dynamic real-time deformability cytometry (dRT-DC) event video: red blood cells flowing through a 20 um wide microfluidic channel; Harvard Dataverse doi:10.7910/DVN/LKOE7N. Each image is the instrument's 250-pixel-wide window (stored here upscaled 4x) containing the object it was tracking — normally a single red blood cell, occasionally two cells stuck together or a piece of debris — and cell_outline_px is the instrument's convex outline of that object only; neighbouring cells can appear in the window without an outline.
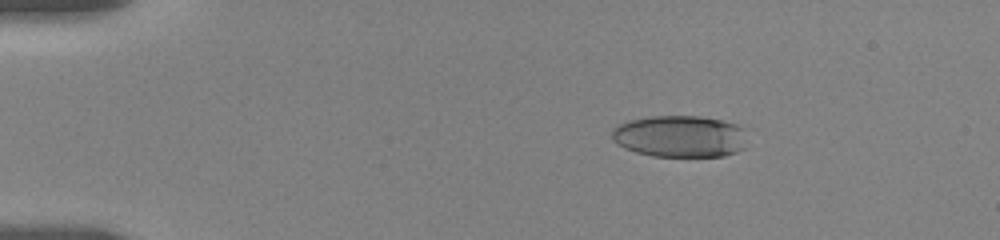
{"species": "human", "species_latin": "Homo sapiens", "temperature_condition": "room temperature", "stored_images_in_passage": 15, "camera_frame_rate_fps": 3000, "um_per_image_px": 0.085, "donor": {"sex": "female"}, "frame": {"image": 1, "passage_image": 7, "time_ms": 2.667, "image_size_px": [1000, 240], "cell_outline_px": [[748, 128], [744, 148], [736, 152], [724, 156], [652, 156], [636, 152], [624, 148], [616, 144], [612, 140], [612, 128], [616, 124], [628, 120], [648, 116], [700, 116], [720, 120], [736, 124]], "centroid_in_image_um": [57.79, 11.58], "position_along_channel_um": 27.2, "area_um2": 33.58}}
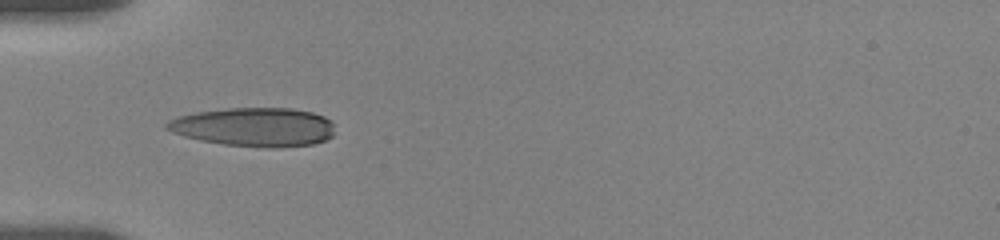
{"frame": {"image": 2, "passage_image": 10, "time_ms": 5.667, "image_size_px": [1000, 240], "cell_outline_px": [[332, 136], [324, 140], [312, 144], [280, 148], [264, 148], [224, 144], [200, 140], [184, 136], [172, 132], [164, 128], [164, 124], [168, 120], [176, 116], [196, 112], [228, 108], [292, 108], [312, 112], [324, 116], [332, 120]], "centroid_in_image_um": [21.57, 10.79], "position_along_channel_um": 63.4, "area_um2": 38.26}}
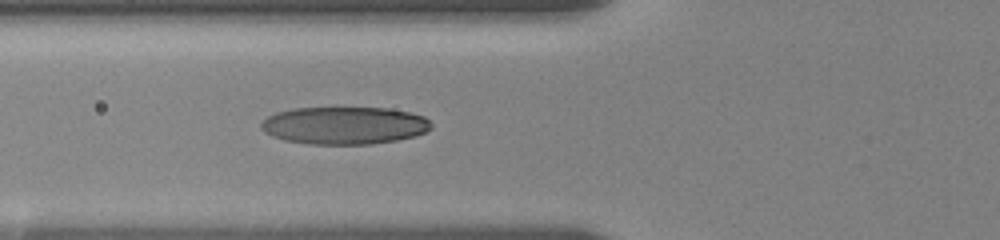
{"frame": {"image": 3, "passage_image": 13, "time_ms": 6.667, "image_size_px": [1000, 240], "cell_outline_px": [[432, 128], [416, 136], [396, 140], [372, 144], [308, 144], [284, 140], [272, 136], [264, 132], [260, 128], [260, 124], [268, 116], [276, 112], [292, 108], [336, 104], [388, 108], [408, 112], [424, 116], [432, 124]], "centroid_in_image_um": [29.24, 10.61], "position_along_channel_um": 96.6, "area_um2": 38.73}}